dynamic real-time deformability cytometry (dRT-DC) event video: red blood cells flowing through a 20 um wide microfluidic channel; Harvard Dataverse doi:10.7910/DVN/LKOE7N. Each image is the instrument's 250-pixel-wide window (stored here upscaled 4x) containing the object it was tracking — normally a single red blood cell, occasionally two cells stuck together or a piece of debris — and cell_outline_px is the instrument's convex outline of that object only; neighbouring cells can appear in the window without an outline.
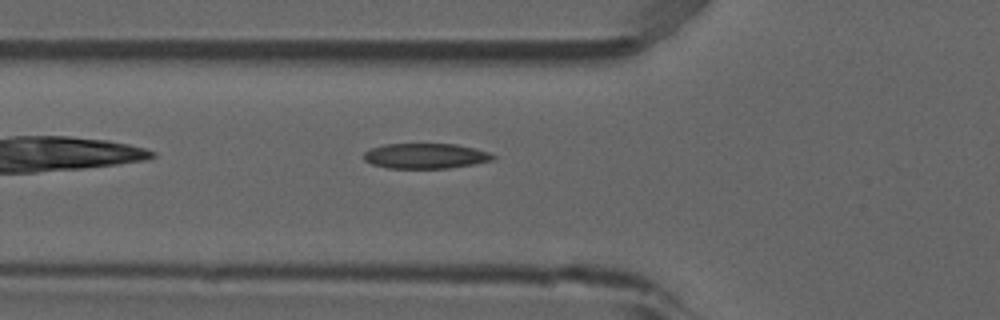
{"species": "common noctule bat (a hibernating species)", "species_latin": "Nyctalus noctula", "temperature_condition": "room temperature", "stored_images_in_passage": 5, "camera_frame_rate_fps": 3000, "um_per_image_px": 0.085, "animal": {"sex": "male", "forearm_length_mm": 52.5}, "frame": {"image": 1, "passage_image": 5, "time_ms": 1.333, "image_size_px": [1000, 320], "cell_outline_px": [[496, 156], [492, 160], [472, 164], [448, 168], [388, 168], [372, 164], [364, 160], [364, 152], [372, 148], [384, 144], [456, 144], [488, 152]], "centroid_in_image_um": [36.14, 13.25], "position_along_channel_um": 89.7, "area_um2": 18.79}}